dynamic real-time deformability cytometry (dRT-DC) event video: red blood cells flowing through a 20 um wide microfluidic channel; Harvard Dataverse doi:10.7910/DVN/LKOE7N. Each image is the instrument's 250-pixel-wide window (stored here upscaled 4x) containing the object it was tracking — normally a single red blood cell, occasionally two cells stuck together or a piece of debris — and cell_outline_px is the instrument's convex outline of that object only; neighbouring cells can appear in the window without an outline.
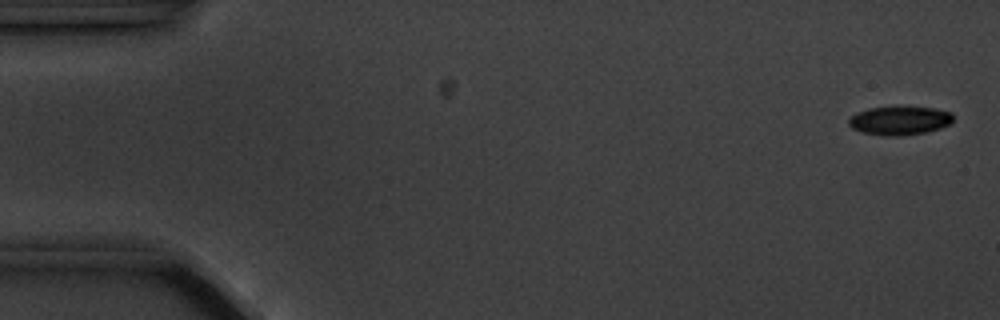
{"species": "common noctule bat (a hibernating species)", "species_latin": "Nyctalus noctula", "temperature_condition": "cold", "stored_images_in_passage": 15, "camera_frame_rate_fps": 3000, "um_per_image_px": 0.085, "animal": {"sex": "male", "body_mass_g": 20.1, "forearm_length_mm": 53.5}, "frame": {"image": 1, "passage_image": 1, "time_ms": 0.0, "image_size_px": [1000, 320], "cell_outline_px": [[952, 120], [948, 124], [940, 128], [924, 132], [900, 136], [884, 136], [860, 132], [852, 128], [848, 124], [848, 120], [856, 112], [868, 108], [900, 104], [932, 108], [952, 112]], "centroid_in_image_um": [76.42, 10.21], "position_along_channel_um": 8.6, "area_um2": 18.03}}
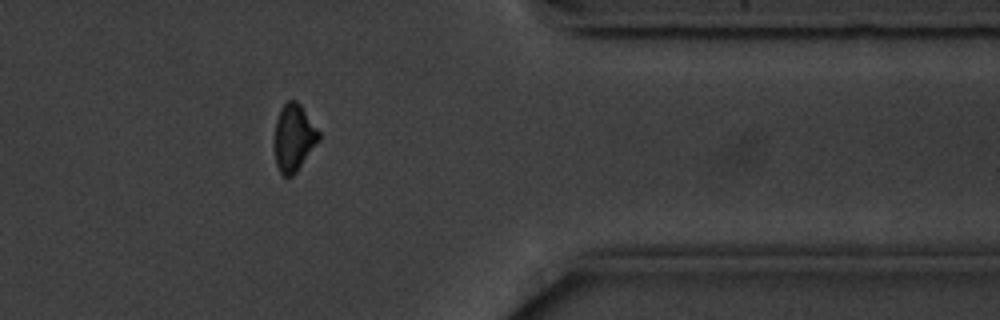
{"frame": {"image": 2, "passage_image": 13, "time_ms": 14.667, "image_size_px": [1000, 320], "cell_outline_px": [[320, 140], [296, 172], [292, 176], [284, 176], [280, 172], [276, 164], [276, 120], [280, 108], [288, 100], [296, 100], [300, 104], [320, 132]], "centroid_in_image_um": [25.0, 11.69], "position_along_channel_um": 386.4, "area_um2": 17.05}}
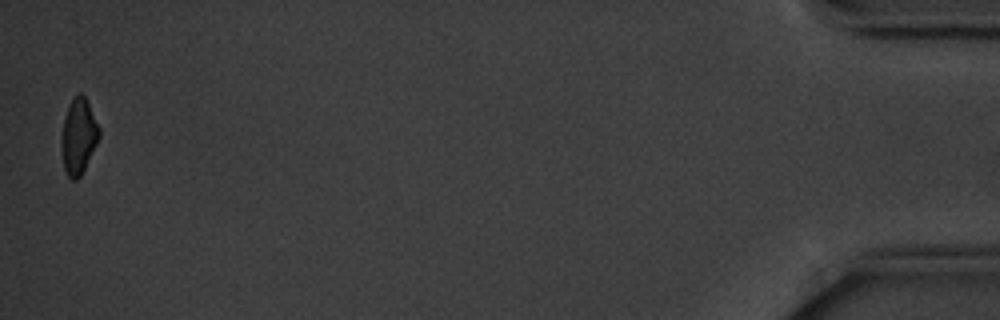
{"frame": {"image": 3, "passage_image": 15, "time_ms": 18.0, "image_size_px": [1000, 320], "cell_outline_px": [[100, 136], [80, 176], [76, 180], [72, 180], [68, 176], [64, 168], [60, 148], [60, 136], [68, 104], [80, 92], [84, 96], [100, 128]], "centroid_in_image_um": [6.64, 11.6], "position_along_channel_um": 428.6, "area_um2": 16.47}, "authors_computed_cell_mechanics": {"area_um2": 18.1492, "velocity_mm_per_s": 3.5488, "shape_relaxation_time_tau1_ms": 1.4768, "shape_relaxation_time_tau2_ms": null, "deformation_change_tau1": 0.0551, "deformation_change_tau2": null}}